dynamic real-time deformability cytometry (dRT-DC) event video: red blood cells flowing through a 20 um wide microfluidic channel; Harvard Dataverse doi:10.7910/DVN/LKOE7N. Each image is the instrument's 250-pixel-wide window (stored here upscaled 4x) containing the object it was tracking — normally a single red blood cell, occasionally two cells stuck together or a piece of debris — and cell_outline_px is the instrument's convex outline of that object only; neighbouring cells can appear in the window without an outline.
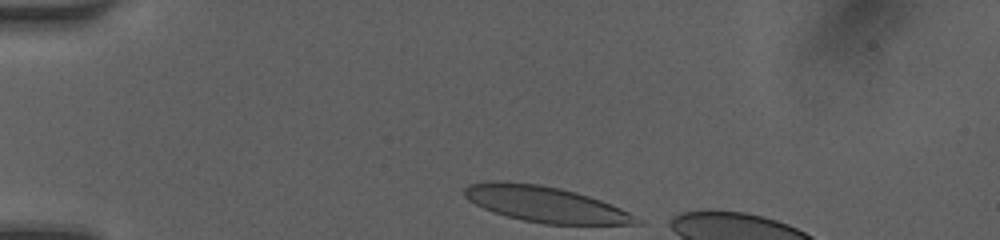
{"species": "human", "species_latin": "Homo sapiens", "temperature_condition": "room temperature", "stored_images_in_passage": 32, "camera_frame_rate_fps": 3000, "um_per_image_px": 0.085, "donor": {"sex": "female"}, "frame": {"image": 1, "passage_image": 1, "time_ms": 0.0, "image_size_px": [1000, 240], "cell_outline_px": [[644, 224], [544, 224], [524, 220], [492, 212], [468, 200], [464, 196], [464, 188], [468, 184], [488, 180], [508, 180], [540, 184], [560, 188], [576, 192], [600, 200], [620, 208], [644, 220]], "centroid_in_image_um": [46.33, 17.34], "position_along_channel_um": 38.7, "area_um2": 36.13}}
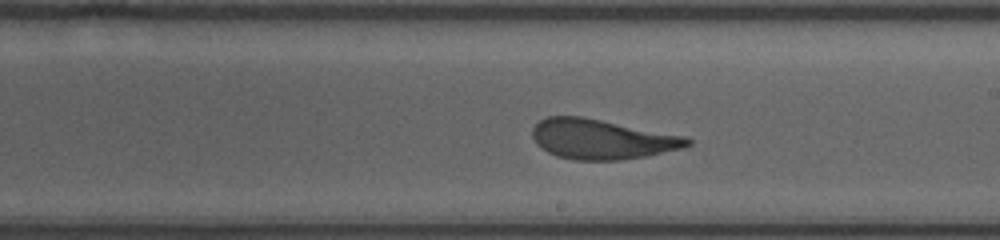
{"frame": {"image": 2, "passage_image": 19, "time_ms": 6.0, "image_size_px": [1000, 240], "cell_outline_px": [[692, 144], [684, 148], [644, 156], [620, 160], [576, 160], [556, 156], [540, 148], [536, 144], [532, 136], [532, 128], [540, 120], [548, 116], [580, 116], [688, 136], [692, 140]], "centroid_in_image_um": [51.16, 11.83], "position_along_channel_um": 237.8, "area_um2": 36.18}}
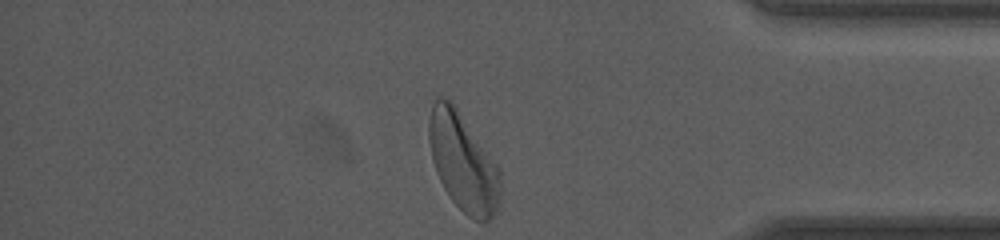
{"frame": {"image": 3, "passage_image": 32, "time_ms": 10.333, "image_size_px": [1000, 240], "cell_outline_px": [[500, 192], [496, 208], [492, 216], [488, 220], [476, 220], [468, 216], [452, 200], [444, 188], [436, 172], [432, 160], [428, 140], [428, 120], [432, 104], [436, 96], [440, 96], [448, 100], [456, 108], [496, 164], [500, 172]], "centroid_in_image_um": [39.31, 13.77], "position_along_channel_um": 395.9, "area_um2": 39.94}, "authors_computed_cell_mechanics": {"area_um2": 36.8475, "velocity_mm_per_s": 4.1433, "shape_relaxation_time_tau1_ms": 3.6852, "shape_relaxation_time_tau2_ms": 0.8997, "deformation_change_tau1": 0.147, "deformation_change_tau2": 0.0844}}